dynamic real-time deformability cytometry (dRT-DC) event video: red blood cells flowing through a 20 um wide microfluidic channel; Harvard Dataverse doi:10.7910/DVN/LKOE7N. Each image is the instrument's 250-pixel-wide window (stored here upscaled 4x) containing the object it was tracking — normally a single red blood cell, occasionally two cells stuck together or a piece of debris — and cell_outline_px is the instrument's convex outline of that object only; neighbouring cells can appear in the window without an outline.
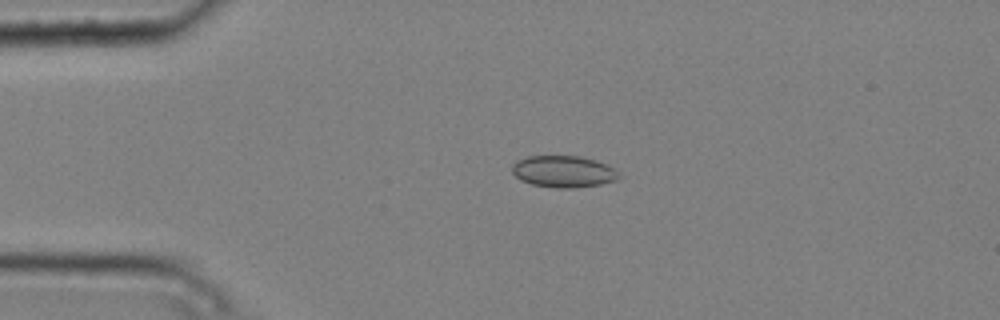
{"species": "common noctule bat (a hibernating species)", "species_latin": "Nyctalus noctula", "temperature_condition": "cold", "stored_images_in_passage": 4, "camera_frame_rate_fps": 3000, "um_per_image_px": 0.085, "animal": {"sex": "male", "body_mass_g": 20.4}, "frame": {"image": 1, "passage_image": 3, "time_ms": 0.667, "image_size_px": [1000, 320], "cell_outline_px": [[620, 176], [616, 180], [600, 184], [576, 188], [556, 188], [532, 184], [520, 180], [512, 172], [512, 164], [516, 160], [528, 156], [580, 156], [608, 164], [616, 168]], "centroid_in_image_um": [47.9, 14.58], "position_along_channel_um": 37.1, "area_um2": 19.88}}